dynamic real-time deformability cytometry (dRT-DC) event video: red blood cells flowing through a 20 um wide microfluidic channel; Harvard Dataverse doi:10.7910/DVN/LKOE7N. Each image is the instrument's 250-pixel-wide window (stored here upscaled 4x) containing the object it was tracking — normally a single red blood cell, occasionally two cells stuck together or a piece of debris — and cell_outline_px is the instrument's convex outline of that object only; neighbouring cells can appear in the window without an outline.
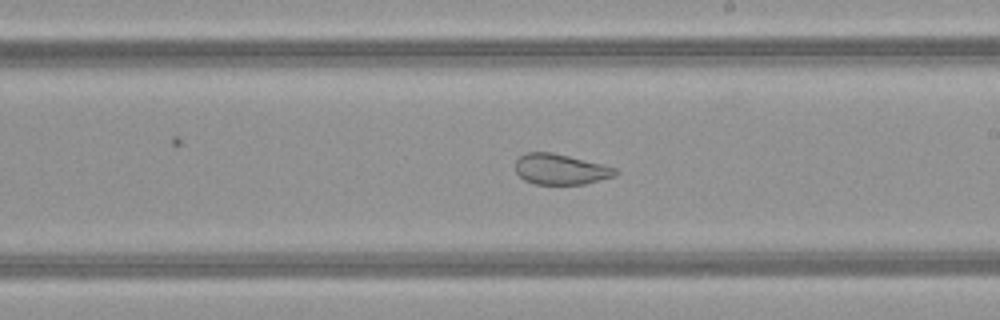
{"species": "common noctule bat (a hibernating species)", "species_latin": "Nyctalus noctula", "temperature_condition": "warm", "stored_images_in_passage": 50, "camera_frame_rate_fps": 3000, "um_per_image_px": 0.085, "animal": {"sex": "female", "body_mass_g": 21.9}, "frame": {"image": 1, "passage_image": 28, "time_ms": 9.0, "image_size_px": [1000, 320], "cell_outline_px": [[620, 172], [616, 176], [584, 184], [536, 184], [524, 180], [516, 172], [516, 160], [524, 152], [552, 152], [616, 168]], "centroid_in_image_um": [47.64, 14.39], "position_along_channel_um": 241.4, "area_um2": 17.74}, "authors_computed_cell_mechanics": {"area_um2": 26.9059, "velocity_mm_per_s": 4.136, "shape_relaxation_time_tau1_ms": null, "shape_relaxation_time_tau2_ms": 1.0074, "deformation_change_tau1": null, "deformation_change_tau2": 0.0728}}